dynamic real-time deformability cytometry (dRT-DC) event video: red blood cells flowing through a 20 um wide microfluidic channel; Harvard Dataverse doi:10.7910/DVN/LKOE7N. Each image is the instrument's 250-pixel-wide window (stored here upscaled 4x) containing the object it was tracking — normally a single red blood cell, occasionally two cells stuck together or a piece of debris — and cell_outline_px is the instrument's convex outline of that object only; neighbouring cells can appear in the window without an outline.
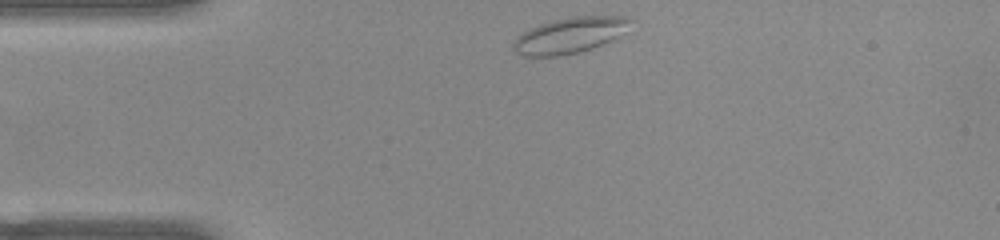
{"species": "common noctule bat (a hibernating species)", "species_latin": "Nyctalus noctula", "temperature_condition": "warm", "stored_images_in_passage": 38, "camera_frame_rate_fps": 3000, "um_per_image_px": 0.085, "animal": {"sex": "female", "body_mass_g": 22.0, "forearm_length_mm": 56.7}, "frame": {"image": 1, "passage_image": 1, "time_ms": 0.0, "image_size_px": [1000, 240], "cell_outline_px": [[636, 20], [616, 36], [592, 48], [576, 52], [556, 56], [524, 56], [516, 52], [512, 48], [512, 44], [516, 36], [540, 24], [552, 20], [572, 16], [632, 16]], "centroid_in_image_um": [48.41, 2.97], "position_along_channel_um": 36.6, "area_um2": 24.1}}
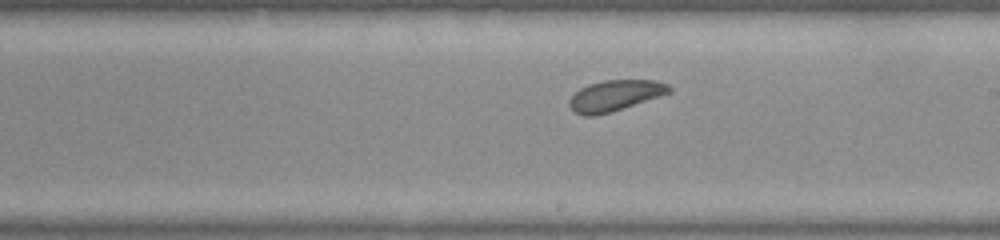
{"frame": {"image": 2, "passage_image": 19, "time_ms": 6.0, "image_size_px": [1000, 240], "cell_outline_px": [[672, 92], [660, 96], [608, 112], [592, 116], [584, 116], [576, 112], [568, 104], [568, 100], [580, 88], [588, 84], [604, 80], [656, 80], [668, 84], [672, 88]], "centroid_in_image_um": [52.28, 8.1], "position_along_channel_um": 236.7, "area_um2": 17.69}}
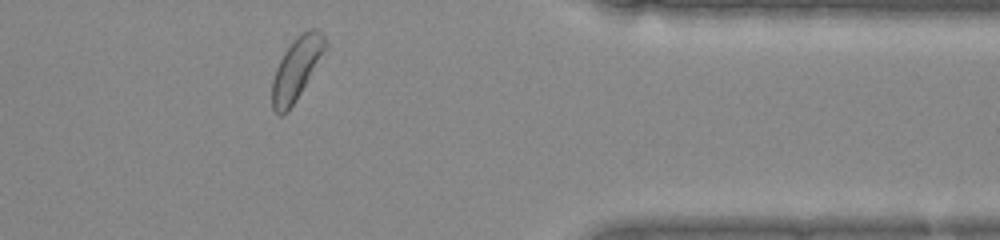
{"frame": {"image": 3, "passage_image": 32, "time_ms": 10.333, "image_size_px": [1000, 240], "cell_outline_px": [[328, 48], [288, 112], [280, 116], [272, 108], [272, 80], [276, 68], [284, 52], [296, 36], [308, 28], [316, 28], [324, 32], [328, 44]], "centroid_in_image_um": [25.24, 5.78], "position_along_channel_um": 386.2, "area_um2": 19.54}, "authors_computed_cell_mechanics": {"area_um2": 18.7272, "velocity_mm_per_s": 3.8938, "shape_relaxation_time_tau1_ms": 2.1596, "shape_relaxation_time_tau2_ms": 5.2232, "deformation_change_tau1": 0.0392, "deformation_change_tau2": 0.1091}}